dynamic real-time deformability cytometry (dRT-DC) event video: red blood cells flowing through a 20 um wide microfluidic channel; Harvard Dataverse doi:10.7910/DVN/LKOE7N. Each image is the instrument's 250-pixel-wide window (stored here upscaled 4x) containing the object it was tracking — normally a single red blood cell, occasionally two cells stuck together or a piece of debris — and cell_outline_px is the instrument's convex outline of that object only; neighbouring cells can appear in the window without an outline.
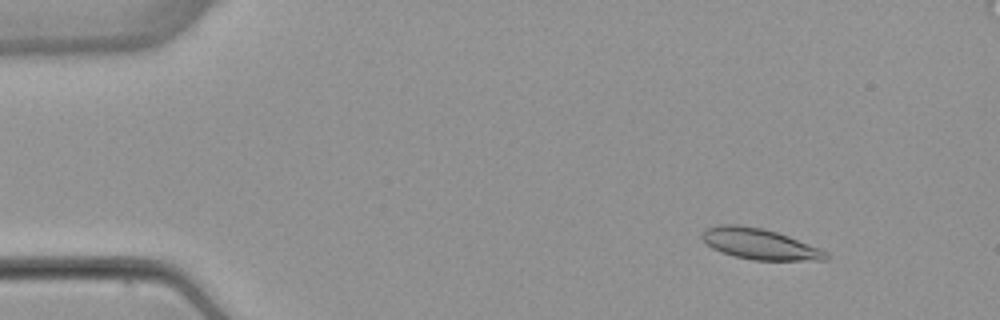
{"species": "common noctule bat (a hibernating species)", "species_latin": "Nyctalus noctula", "temperature_condition": "warm", "stored_images_in_passage": 54, "camera_frame_rate_fps": 3000, "um_per_image_px": 0.085, "animal": {"sex": "female", "body_mass_g": 22.7, "forearm_length_mm": 54.2}, "frame": {"image": 1, "passage_image": 7, "time_ms": 2.0, "image_size_px": [1000, 320], "cell_outline_px": [[832, 256], [828, 260], [752, 260], [732, 256], [720, 252], [712, 248], [700, 236], [704, 228], [720, 224], [736, 224], [764, 228], [788, 236], [820, 248], [828, 252]], "centroid_in_image_um": [64.57, 20.74], "position_along_channel_um": 20.4, "area_um2": 22.54}}
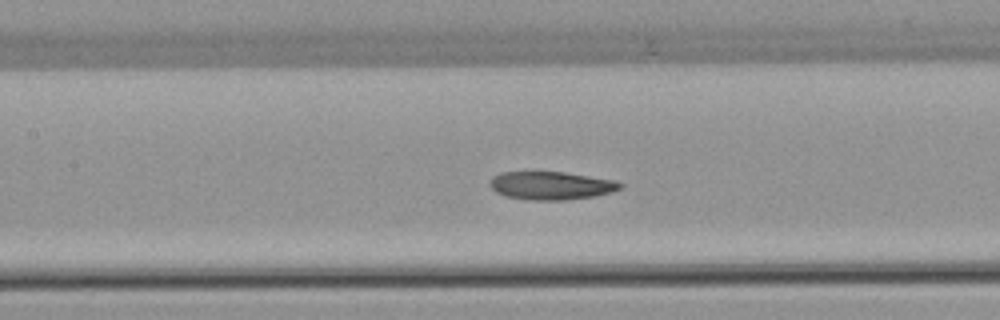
{"frame": {"image": 2, "passage_image": 25, "time_ms": 8.0, "image_size_px": [1000, 320], "cell_outline_px": [[624, 184], [620, 188], [612, 192], [592, 196], [564, 200], [524, 200], [504, 196], [496, 192], [488, 184], [492, 176], [500, 172], [564, 172], [616, 180]], "centroid_in_image_um": [46.81, 15.77], "position_along_channel_um": 160.6, "area_um2": 21.5}}
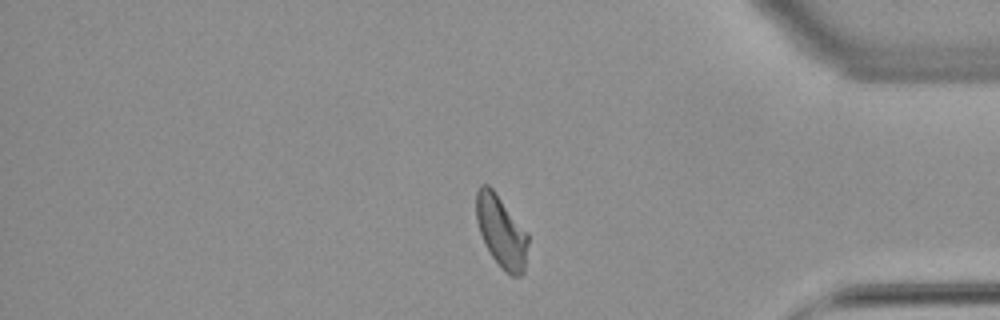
{"frame": {"image": 3, "passage_image": 45, "time_ms": 14.667, "image_size_px": [1000, 320], "cell_outline_px": [[528, 244], [524, 272], [520, 276], [512, 276], [504, 272], [500, 268], [492, 256], [480, 232], [476, 220], [476, 192], [480, 184], [488, 184], [492, 188], [528, 232]], "centroid_in_image_um": [42.62, 19.68], "position_along_channel_um": 392.6, "area_um2": 21.73}, "authors_computed_cell_mechanics": {"area_um2": 21.9351, "velocity_mm_per_s": 3.8601, "shape_relaxation_time_tau1_ms": 7.5119, "shape_relaxation_time_tau2_ms": 2.2717, "deformation_change_tau1": 0.2243, "deformation_change_tau2": 0.0963}}